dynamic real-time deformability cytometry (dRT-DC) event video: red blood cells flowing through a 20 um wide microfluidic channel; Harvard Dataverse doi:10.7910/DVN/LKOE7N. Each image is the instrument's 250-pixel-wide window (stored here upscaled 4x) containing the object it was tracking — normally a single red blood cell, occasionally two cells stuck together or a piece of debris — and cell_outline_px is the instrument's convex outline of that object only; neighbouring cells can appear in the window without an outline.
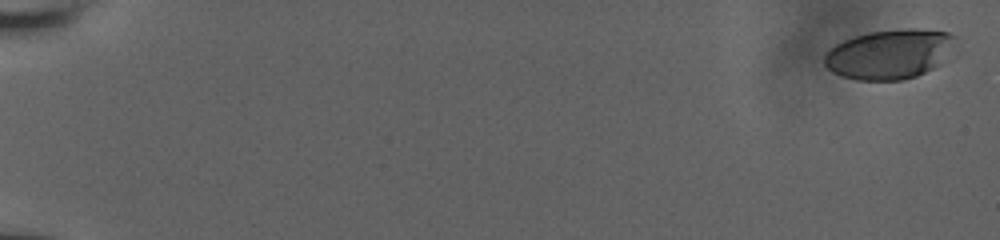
{"species": "human", "species_latin": "Homo sapiens", "temperature_condition": "room temperature", "stored_images_in_passage": 38, "camera_frame_rate_fps": 3000, "um_per_image_px": 0.085, "donor": {"sex": "male"}, "frame": {"image": 1, "passage_image": 1, "time_ms": 0.0, "image_size_px": [1000, 240], "cell_outline_px": [[956, 36], [940, 64], [916, 76], [904, 80], [856, 80], [832, 72], [824, 64], [824, 56], [836, 44], [844, 40], [868, 32], [904, 28], [912, 28], [948, 32]], "centroid_in_image_um": [75.57, 4.6], "position_along_channel_um": 9.4, "area_um2": 37.34}}
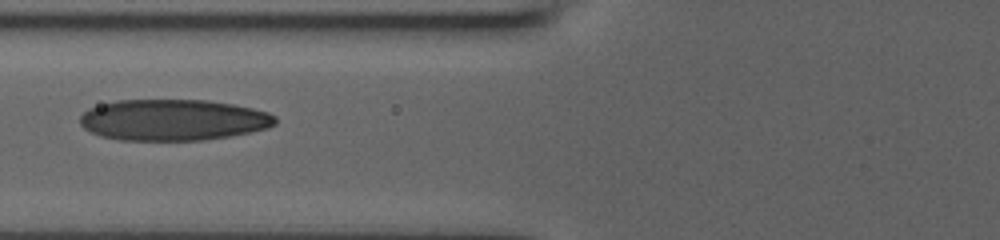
{"frame": {"image": 2, "passage_image": 22, "time_ms": 8.333, "image_size_px": [1000, 240], "cell_outline_px": [[276, 124], [268, 128], [228, 136], [200, 140], [120, 140], [100, 136], [84, 128], [80, 124], [80, 116], [88, 108], [100, 104], [116, 100], [208, 100], [232, 104], [252, 108], [268, 112], [276, 116]], "centroid_in_image_um": [14.7, 10.19], "position_along_channel_um": 111.1, "area_um2": 46.88}}
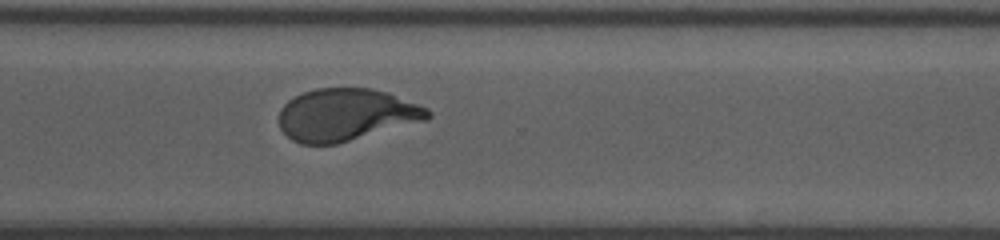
{"frame": {"image": 3, "passage_image": 38, "time_ms": 14.333, "image_size_px": [1000, 240], "cell_outline_px": [[432, 116], [428, 120], [336, 144], [300, 144], [292, 140], [280, 128], [280, 108], [288, 100], [304, 92], [316, 88], [372, 88], [384, 92], [428, 108], [432, 112]], "centroid_in_image_um": [29.42, 9.76], "position_along_channel_um": 341.2, "area_um2": 45.14}}